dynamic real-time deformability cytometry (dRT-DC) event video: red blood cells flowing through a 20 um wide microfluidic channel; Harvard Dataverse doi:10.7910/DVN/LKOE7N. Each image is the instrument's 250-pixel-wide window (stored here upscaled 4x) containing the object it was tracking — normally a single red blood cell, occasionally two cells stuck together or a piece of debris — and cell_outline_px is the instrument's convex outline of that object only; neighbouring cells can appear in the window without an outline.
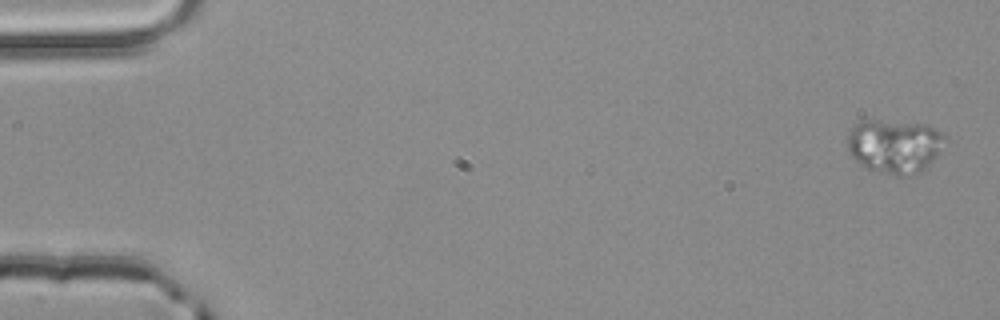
{"species": "common noctule bat (a hibernating species)", "species_latin": "Nyctalus noctula", "temperature_condition": "room temperature", "stored_images_in_passage": 5, "camera_frame_rate_fps": 3000, "um_per_image_px": 0.085, "animal": {"sex": "male", "body_mass_g": 20.4}, "frame": {"image": 1, "passage_image": 1, "time_ms": 0.0, "image_size_px": [1000, 320], "cell_outline_px": [[948, 140], [936, 156], [920, 172], [912, 176], [900, 176], [868, 168], [856, 160], [848, 152], [848, 132], [860, 120], [876, 120], [928, 124], [948, 136]], "centroid_in_image_um": [76.08, 12.39], "position_along_channel_um": 8.9, "area_um2": 30.69}}
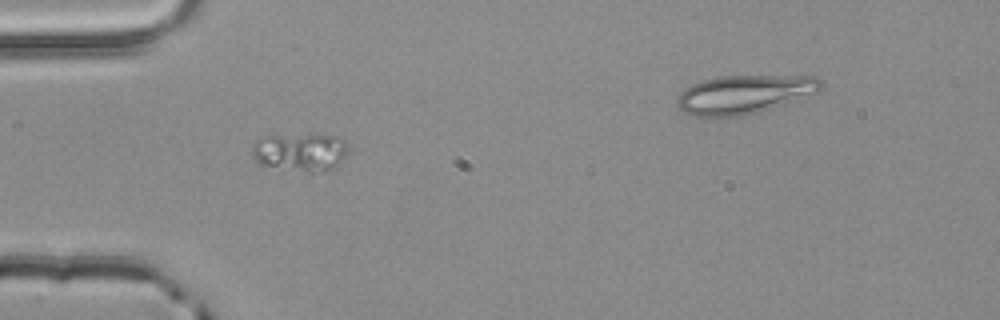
{"frame": {"image": 2, "passage_image": 4, "time_ms": 1.0, "image_size_px": [1000, 320], "cell_outline_px": [[352, 152], [336, 168], [312, 172], [308, 172], [260, 164], [252, 156], [252, 144], [268, 136], [340, 136], [352, 148]], "centroid_in_image_um": [25.65, 12.94], "position_along_channel_um": 59.3, "area_um2": 21.21}}